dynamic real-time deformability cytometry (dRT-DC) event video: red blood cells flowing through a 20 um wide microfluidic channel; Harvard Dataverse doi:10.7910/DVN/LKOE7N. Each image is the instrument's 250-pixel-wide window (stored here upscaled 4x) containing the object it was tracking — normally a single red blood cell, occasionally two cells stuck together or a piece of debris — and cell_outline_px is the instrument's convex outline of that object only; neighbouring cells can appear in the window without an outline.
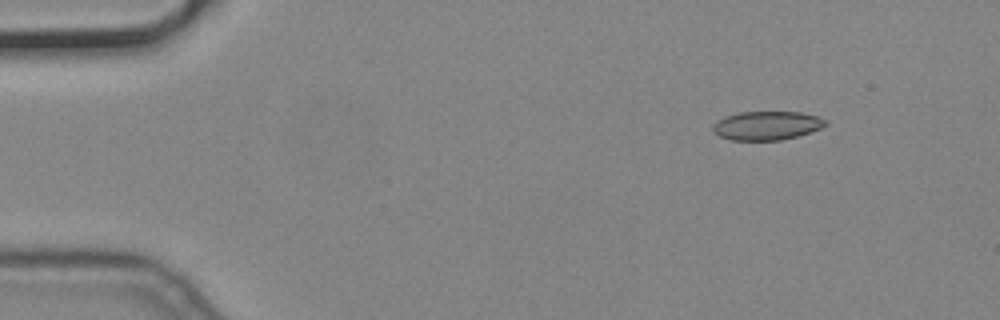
{"species": "common noctule bat (a hibernating species)", "species_latin": "Nyctalus noctula", "temperature_condition": "cold", "stored_images_in_passage": 52, "camera_frame_rate_fps": 3000, "um_per_image_px": 0.085, "animal": {"sex": "male", "body_mass_g": 19.2, "forearm_length_mm": 51.8}, "frame": {"image": 1, "passage_image": 3, "time_ms": 0.667, "image_size_px": [1000, 320], "cell_outline_px": [[828, 124], [820, 128], [796, 136], [780, 140], [732, 140], [720, 136], [712, 132], [712, 124], [716, 120], [724, 116], [740, 112], [800, 112], [816, 116], [828, 120]], "centroid_in_image_um": [65.13, 10.66], "position_along_channel_um": 19.9, "area_um2": 18.9}}
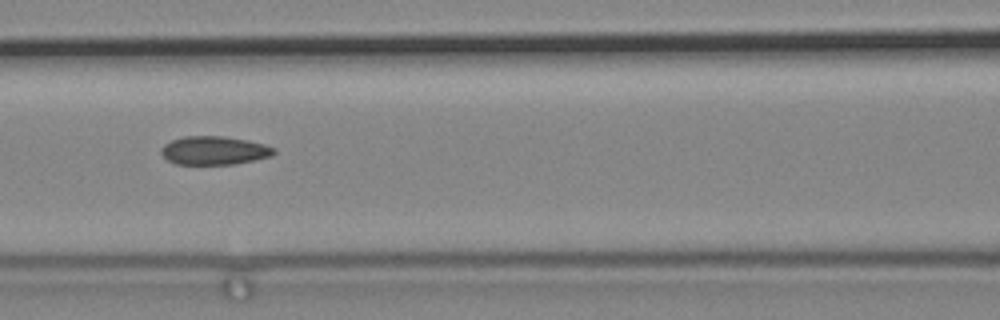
{"frame": {"image": 2, "passage_image": 21, "time_ms": 6.667, "image_size_px": [1000, 320], "cell_outline_px": [[276, 152], [272, 156], [232, 164], [176, 164], [168, 160], [160, 152], [160, 148], [164, 144], [172, 140], [184, 136], [224, 136], [248, 140], [264, 144], [276, 148]], "centroid_in_image_um": [18.21, 12.78], "position_along_channel_um": 148.4, "area_um2": 18.73}}
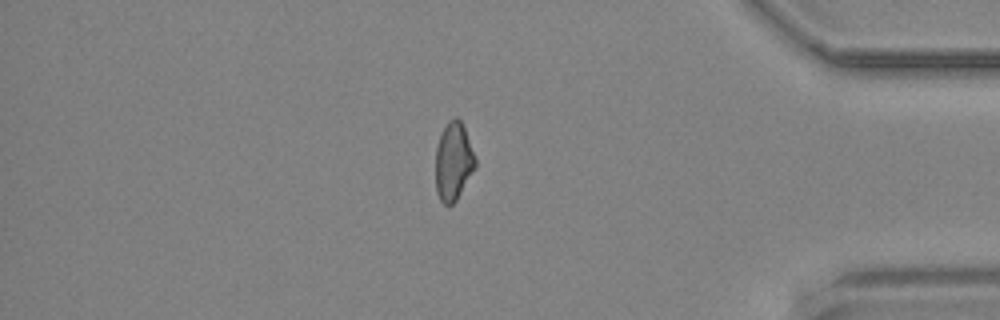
{"frame": {"image": 3, "passage_image": 44, "time_ms": 14.333, "image_size_px": [1000, 320], "cell_outline_px": [[476, 168], [456, 200], [448, 208], [440, 200], [436, 192], [436, 148], [440, 136], [448, 120], [452, 116], [456, 116], [460, 120], [464, 128], [476, 160]], "centroid_in_image_um": [38.54, 13.75], "position_along_channel_um": 396.7, "area_um2": 18.09}}